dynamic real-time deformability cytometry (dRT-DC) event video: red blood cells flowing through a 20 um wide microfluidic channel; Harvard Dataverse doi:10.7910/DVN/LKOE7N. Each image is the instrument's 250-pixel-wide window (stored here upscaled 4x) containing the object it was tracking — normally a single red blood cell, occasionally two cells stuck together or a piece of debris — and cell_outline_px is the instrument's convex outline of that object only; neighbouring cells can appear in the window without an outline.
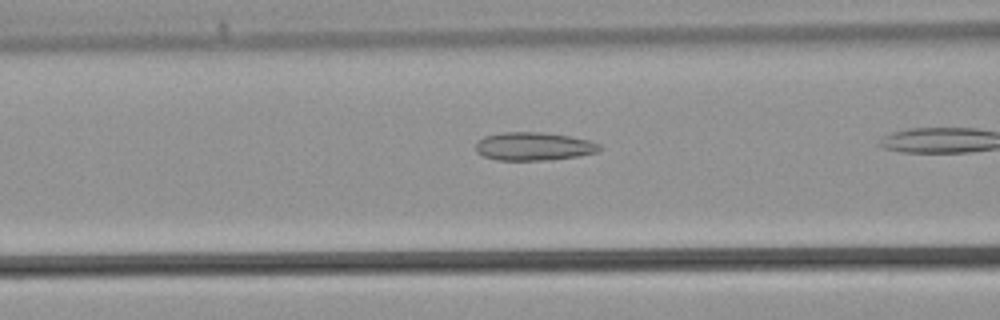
{"species": "common noctule bat (a hibernating species)", "species_latin": "Nyctalus noctula", "temperature_condition": "warm", "stored_images_in_passage": 14, "camera_frame_rate_fps": 3000, "um_per_image_px": 0.085, "animal": {"sex": "male", "body_mass_g": 21.5, "forearm_length_mm": 52.0}, "frame": {"image": 1, "passage_image": 5, "time_ms": 1.333, "image_size_px": [1000, 320], "cell_outline_px": [[600, 152], [580, 156], [552, 160], [496, 160], [484, 156], [476, 152], [476, 144], [484, 136], [504, 132], [540, 132], [568, 136], [588, 140], [600, 144]], "centroid_in_image_um": [45.39, 12.45], "position_along_channel_um": 121.2, "area_um2": 20.4}}
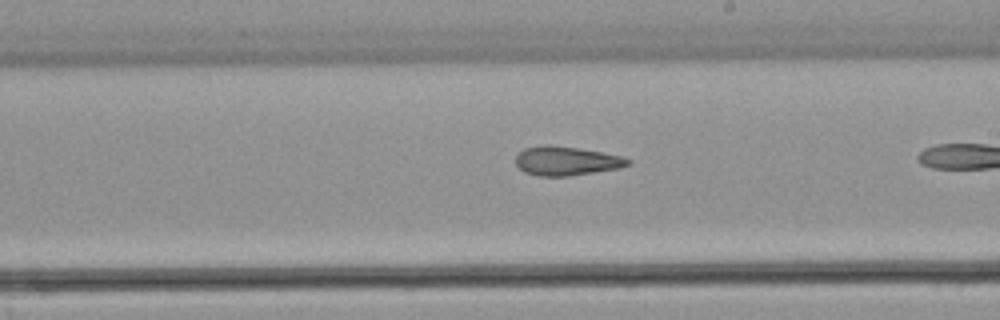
{"frame": {"image": 2, "passage_image": 12, "time_ms": 3.667, "image_size_px": [1000, 320], "cell_outline_px": [[632, 160], [628, 164], [620, 168], [568, 176], [540, 176], [524, 172], [516, 164], [516, 156], [524, 148], [544, 144], [576, 148], [600, 152], [620, 156]], "centroid_in_image_um": [48.11, 13.68], "position_along_channel_um": 240.9, "area_um2": 18.73}}